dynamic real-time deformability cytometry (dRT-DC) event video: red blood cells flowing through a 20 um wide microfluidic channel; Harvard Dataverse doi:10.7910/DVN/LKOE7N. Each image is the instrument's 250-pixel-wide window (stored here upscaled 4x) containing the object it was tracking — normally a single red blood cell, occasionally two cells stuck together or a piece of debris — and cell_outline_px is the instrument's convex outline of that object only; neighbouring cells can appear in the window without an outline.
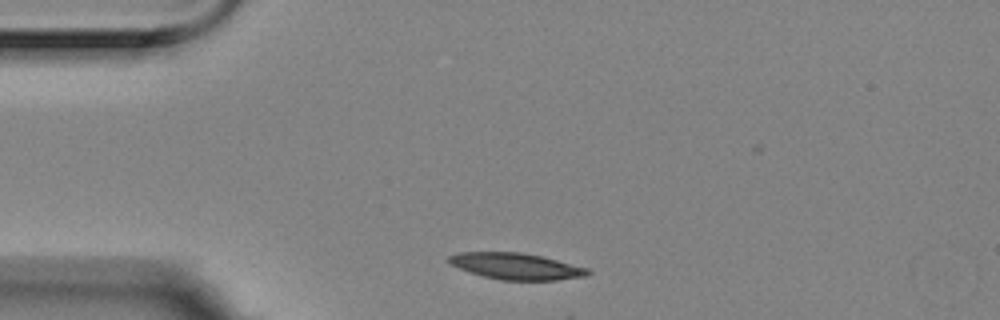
{"species": "Egyptian fruit bat (a non-hibernating species)", "species_latin": "Rousettus aegyptiacus", "temperature_condition": "room temperature", "stored_images_in_passage": 4, "camera_frame_rate_fps": 3000, "um_per_image_px": 0.085, "animal": {"sex": "female"}, "frame": {"image": 1, "passage_image": 1, "time_ms": 0.0, "image_size_px": [1000, 320], "cell_outline_px": [[592, 272], [588, 276], [556, 280], [500, 280], [484, 276], [448, 264], [448, 256], [456, 252], [520, 252], [544, 256], [588, 268]], "centroid_in_image_um": [43.9, 22.62], "position_along_channel_um": 41.1, "area_um2": 21.5}}